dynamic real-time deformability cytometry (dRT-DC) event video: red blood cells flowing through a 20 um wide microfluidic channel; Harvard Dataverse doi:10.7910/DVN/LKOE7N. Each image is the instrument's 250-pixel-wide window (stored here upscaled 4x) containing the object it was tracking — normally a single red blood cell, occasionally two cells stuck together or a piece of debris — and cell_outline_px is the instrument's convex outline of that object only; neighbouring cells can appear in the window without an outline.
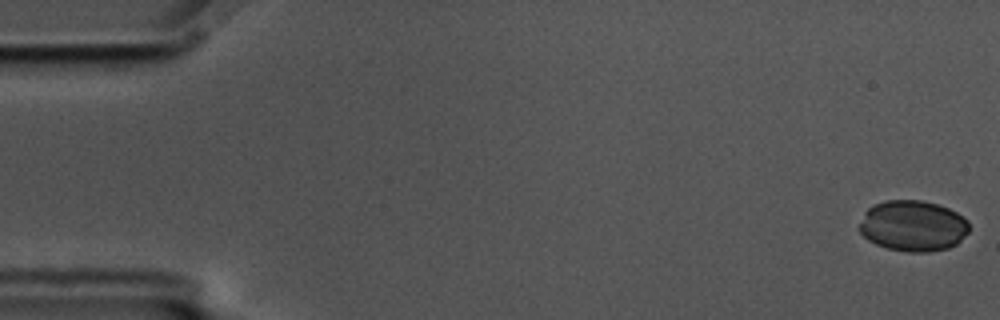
{"species": "common noctule bat (a hibernating species)", "species_latin": "Nyctalus noctula", "temperature_condition": "cold", "stored_images_in_passage": 58, "camera_frame_rate_fps": 3000, "um_per_image_px": 0.085, "animal": {"sex": "male", "body_mass_g": 17.5, "forearm_length_mm": 52.3}, "frame": {"image": 1, "passage_image": 1, "time_ms": 0.0, "image_size_px": [1000, 320], "cell_outline_px": [[968, 232], [956, 244], [948, 248], [928, 252], [908, 252], [888, 248], [876, 244], [868, 240], [860, 232], [860, 224], [864, 212], [872, 204], [884, 200], [920, 200], [936, 204], [948, 208], [956, 212], [968, 220]], "centroid_in_image_um": [77.59, 19.19], "position_along_channel_um": 7.4, "area_um2": 32.54}}
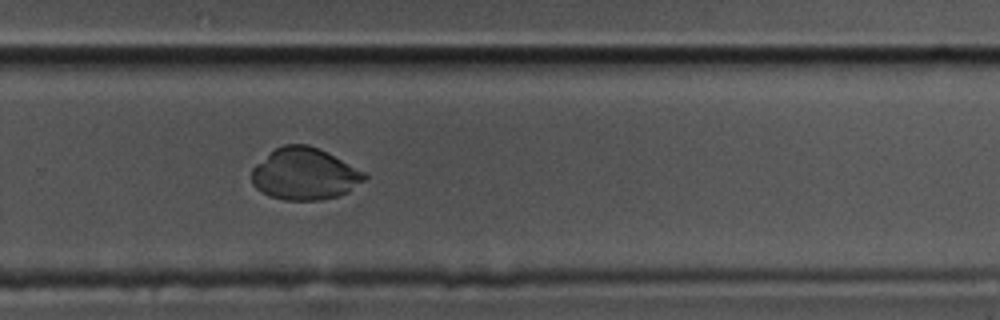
{"frame": {"image": 2, "passage_image": 39, "time_ms": 12.667, "image_size_px": [1000, 320], "cell_outline_px": [[368, 176], [364, 180], [348, 192], [336, 196], [320, 200], [284, 200], [272, 196], [256, 188], [252, 184], [252, 168], [256, 164], [276, 148], [284, 144], [308, 144], [320, 148], [368, 172]], "centroid_in_image_um": [25.94, 14.77], "position_along_channel_um": 303.9, "area_um2": 34.22}}